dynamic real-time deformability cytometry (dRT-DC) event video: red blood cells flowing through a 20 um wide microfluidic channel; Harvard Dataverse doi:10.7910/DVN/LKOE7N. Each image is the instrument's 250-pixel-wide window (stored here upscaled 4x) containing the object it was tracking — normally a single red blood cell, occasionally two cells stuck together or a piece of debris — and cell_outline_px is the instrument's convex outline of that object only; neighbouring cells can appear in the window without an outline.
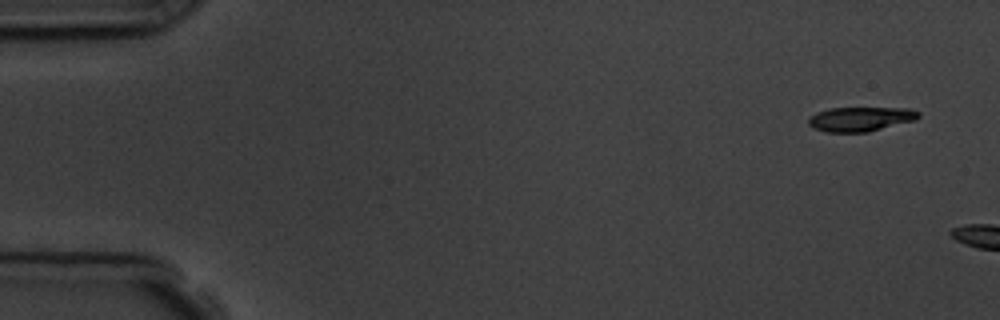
{"species": "common noctule bat (a hibernating species)", "species_latin": "Nyctalus noctula", "temperature_condition": "room temperature", "stored_images_in_passage": 2, "camera_frame_rate_fps": 3000, "um_per_image_px": 0.085, "animal": {"sex": "male", "body_mass_g": 19.5, "forearm_length_mm": 54.6}, "frame": {"image": 1, "passage_image": 1, "time_ms": 0.0, "image_size_px": [1000, 320], "cell_outline_px": [[920, 116], [916, 120], [868, 132], [824, 132], [812, 128], [808, 124], [808, 120], [816, 112], [828, 108], [908, 108], [920, 112]], "centroid_in_image_um": [73.14, 10.12], "position_along_channel_um": 11.9, "area_um2": 15.78}}